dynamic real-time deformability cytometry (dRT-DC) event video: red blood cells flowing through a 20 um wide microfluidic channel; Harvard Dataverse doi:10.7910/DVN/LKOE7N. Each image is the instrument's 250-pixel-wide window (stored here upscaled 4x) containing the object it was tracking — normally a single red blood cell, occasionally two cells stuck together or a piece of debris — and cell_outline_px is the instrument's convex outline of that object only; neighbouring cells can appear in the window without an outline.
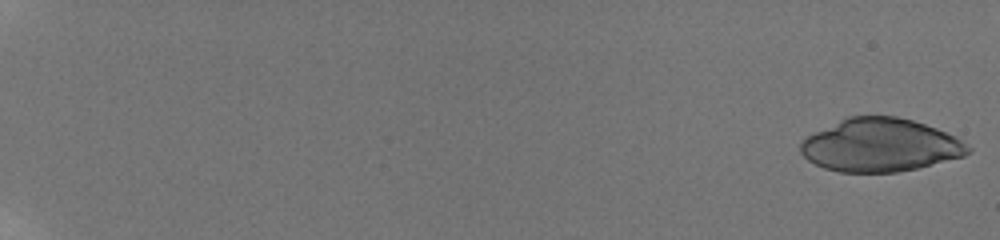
{"species": "human", "species_latin": "Homo sapiens", "temperature_condition": "room temperature", "stored_images_in_passage": 32, "camera_frame_rate_fps": 3000, "um_per_image_px": 0.085, "donor": {"sex": "male"}, "frame": {"image": 1, "passage_image": 1, "time_ms": 0.0, "image_size_px": [1000, 240], "cell_outline_px": [[972, 152], [964, 156], [916, 168], [896, 172], [840, 172], [824, 168], [808, 160], [800, 152], [800, 140], [844, 116], [896, 116], [912, 120], [936, 128], [956, 136], [972, 148]], "centroid_in_image_um": [74.81, 12.33], "position_along_channel_um": 10.2, "area_um2": 51.96}}